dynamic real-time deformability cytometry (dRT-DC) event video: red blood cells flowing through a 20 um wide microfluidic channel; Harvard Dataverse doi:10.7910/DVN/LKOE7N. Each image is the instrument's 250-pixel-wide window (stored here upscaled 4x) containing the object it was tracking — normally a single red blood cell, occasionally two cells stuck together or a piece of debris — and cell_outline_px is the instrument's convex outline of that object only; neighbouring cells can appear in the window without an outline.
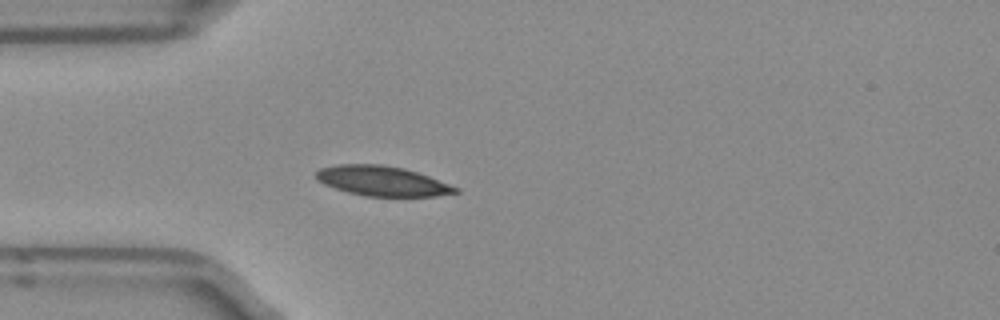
{"species": "Egyptian fruit bat (a non-hibernating species)", "species_latin": "Rousettus aegyptiacus", "temperature_condition": "room temperature", "stored_images_in_passage": 3, "camera_frame_rate_fps": 3000, "um_per_image_px": 0.085, "frame": {"image": 1, "passage_image": 3, "time_ms": 0.667, "image_size_px": [1000, 320], "cell_outline_px": [[460, 192], [436, 196], [364, 196], [348, 192], [324, 184], [316, 180], [316, 172], [320, 168], [340, 164], [384, 164], [404, 168], [428, 176], [460, 188]], "centroid_in_image_um": [32.49, 15.38], "position_along_channel_um": 52.5, "area_um2": 24.22}}